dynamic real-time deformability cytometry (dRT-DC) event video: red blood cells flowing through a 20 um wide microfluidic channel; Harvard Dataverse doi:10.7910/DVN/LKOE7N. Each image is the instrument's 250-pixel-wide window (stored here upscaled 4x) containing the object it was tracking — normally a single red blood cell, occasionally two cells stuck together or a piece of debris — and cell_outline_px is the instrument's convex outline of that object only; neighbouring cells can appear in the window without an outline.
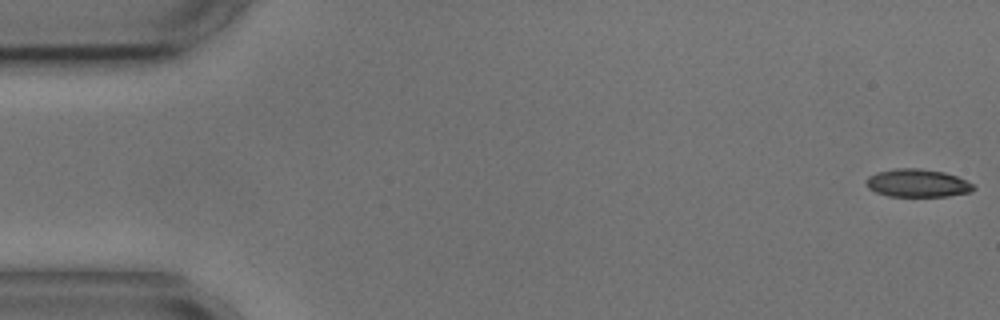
{"species": "common noctule bat (a hibernating species)", "species_latin": "Nyctalus noctula", "temperature_condition": "cold", "stored_images_in_passage": 4, "camera_frame_rate_fps": 3000, "um_per_image_px": 0.085, "animal": {"sex": "male", "body_mass_g": 17.9, "forearm_length_mm": 54.2}, "frame": {"image": 1, "passage_image": 1, "time_ms": 0.0, "image_size_px": [1000, 320], "cell_outline_px": [[976, 188], [972, 192], [948, 196], [888, 196], [876, 192], [868, 188], [868, 176], [876, 172], [896, 168], [920, 168], [944, 172], [956, 176], [972, 184]], "centroid_in_image_um": [78.0, 15.56], "position_along_channel_um": 7.0, "area_um2": 17.4}}
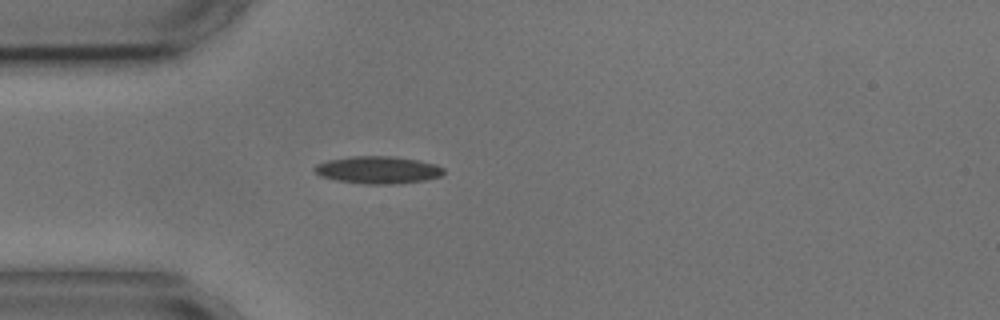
{"frame": {"image": 2, "passage_image": 4, "time_ms": 4.667, "image_size_px": [1000, 320], "cell_outline_px": [[444, 172], [440, 176], [424, 180], [396, 184], [364, 184], [336, 180], [320, 176], [312, 168], [316, 164], [328, 160], [348, 156], [392, 156], [416, 160], [436, 164], [444, 168]], "centroid_in_image_um": [32.1, 14.44], "position_along_channel_um": 52.9, "area_um2": 20.63}}